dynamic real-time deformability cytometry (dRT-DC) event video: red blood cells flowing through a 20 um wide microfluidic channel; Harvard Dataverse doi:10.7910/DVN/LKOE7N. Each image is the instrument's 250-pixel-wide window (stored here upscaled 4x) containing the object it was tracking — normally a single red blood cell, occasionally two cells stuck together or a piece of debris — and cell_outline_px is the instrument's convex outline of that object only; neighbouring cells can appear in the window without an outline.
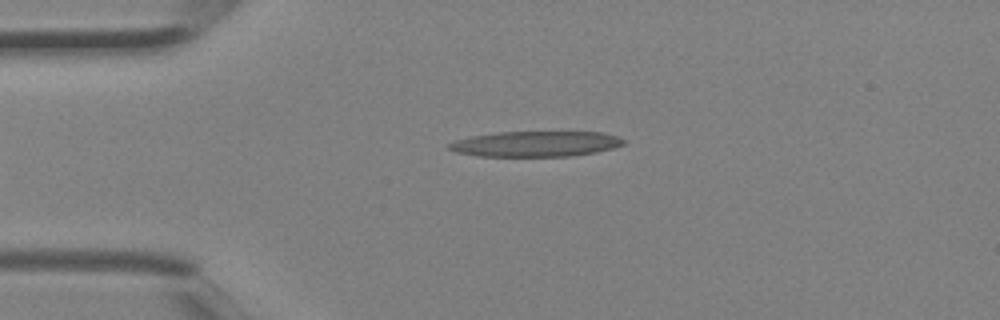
{"species": "Egyptian fruit bat (a non-hibernating species)", "species_latin": "Rousettus aegyptiacus", "temperature_condition": "room temperature", "stored_images_in_passage": 4, "camera_frame_rate_fps": 3000, "um_per_image_px": 0.085, "animal": {"sex": "female"}, "frame": {"image": 1, "passage_image": 4, "time_ms": 1.0, "image_size_px": [1000, 320], "cell_outline_px": [[624, 144], [612, 148], [596, 152], [572, 156], [476, 156], [456, 152], [448, 148], [448, 144], [456, 140], [472, 136], [496, 132], [600, 132], [616, 136], [624, 140]], "centroid_in_image_um": [45.51, 12.23], "position_along_channel_um": 39.5, "area_um2": 25.78}}